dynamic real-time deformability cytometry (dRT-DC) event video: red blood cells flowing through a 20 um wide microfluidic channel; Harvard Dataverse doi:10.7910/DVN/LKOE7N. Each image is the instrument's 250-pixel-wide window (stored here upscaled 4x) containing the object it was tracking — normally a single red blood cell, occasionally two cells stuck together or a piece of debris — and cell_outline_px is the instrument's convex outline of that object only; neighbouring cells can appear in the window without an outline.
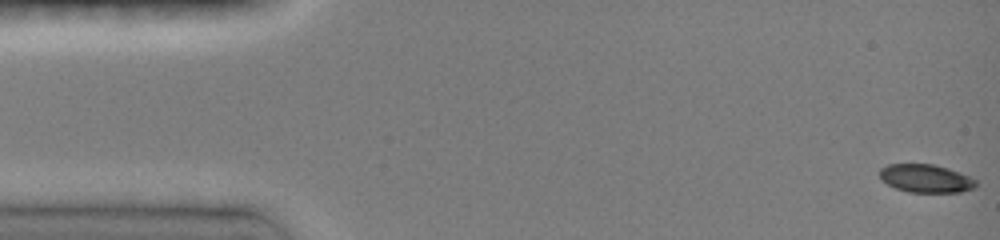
{"species": "common noctule bat (a hibernating species)", "species_latin": "Nyctalus noctula", "temperature_condition": "room temperature", "stored_images_in_passage": 69, "camera_frame_rate_fps": 3000, "um_per_image_px": 0.085, "animal": {"sex": "female", "body_mass_g": 19.0, "forearm_length_mm": 51.5}, "frame": {"image": 1, "passage_image": 1, "time_ms": 0.0, "image_size_px": [1000, 240], "cell_outline_px": [[976, 188], [960, 192], [908, 192], [896, 188], [880, 180], [880, 168], [888, 164], [932, 164], [948, 168], [960, 172], [976, 180]], "centroid_in_image_um": [78.69, 15.17], "position_along_channel_um": 6.3, "area_um2": 15.84}}
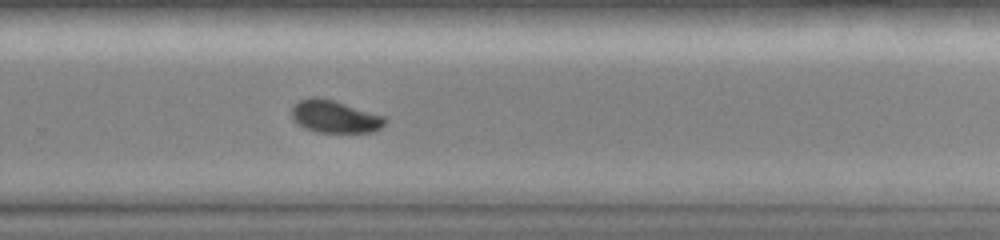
{"frame": {"image": 2, "passage_image": 47, "time_ms": 10.333, "image_size_px": [1000, 240], "cell_outline_px": [[388, 120], [380, 128], [372, 132], [316, 132], [304, 128], [296, 124], [292, 120], [292, 104], [300, 100], [312, 96], [320, 96], [384, 116]], "centroid_in_image_um": [28.4, 9.9], "position_along_channel_um": 301.4, "area_um2": 17.8}}
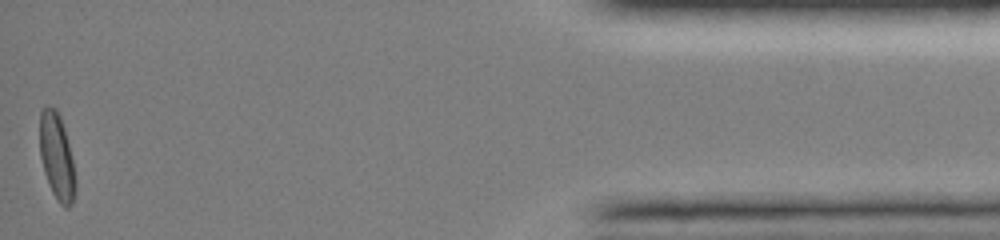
{"frame": {"image": 3, "passage_image": 69, "time_ms": 15.333, "image_size_px": [1000, 240], "cell_outline_px": [[76, 188], [72, 204], [68, 208], [64, 208], [60, 204], [52, 192], [48, 184], [44, 172], [40, 156], [40, 112], [44, 104], [48, 104], [56, 108], [60, 116], [64, 128], [72, 160], [76, 184]], "centroid_in_image_um": [4.81, 13.3], "position_along_channel_um": 430.4, "area_um2": 18.03}, "authors_computed_cell_mechanics": {"area_um2": 17.5712, "velocity_mm_per_s": 4.0843, "shape_relaxation_time_tau1_ms": 3.1767, "shape_relaxation_time_tau2_ms": null, "deformation_change_tau1": 0.1088, "deformation_change_tau2": null}}